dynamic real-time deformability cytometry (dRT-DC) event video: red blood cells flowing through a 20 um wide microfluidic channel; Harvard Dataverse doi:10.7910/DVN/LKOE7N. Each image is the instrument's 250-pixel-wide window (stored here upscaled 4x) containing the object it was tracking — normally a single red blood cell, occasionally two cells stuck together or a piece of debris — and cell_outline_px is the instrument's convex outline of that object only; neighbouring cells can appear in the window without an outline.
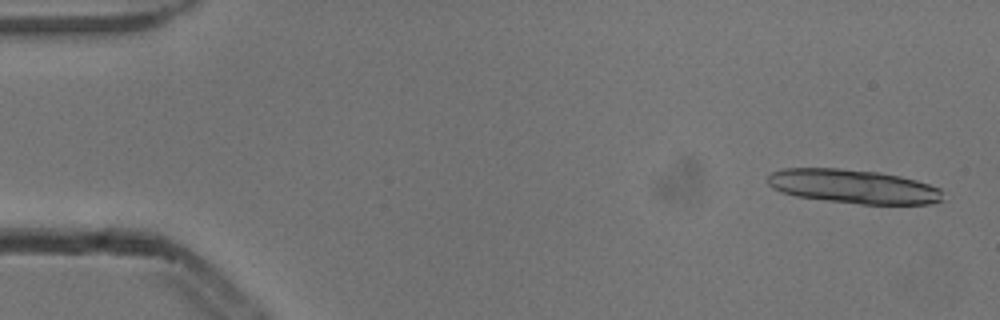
{"species": "common noctule bat (a hibernating species)", "species_latin": "Nyctalus noctula", "temperature_condition": "cold", "stored_images_in_passage": 6, "camera_frame_rate_fps": 3000, "um_per_image_px": 0.085, "animal": {"sex": "male", "body_mass_g": 13.3}, "frame": {"image": 1, "passage_image": 1, "time_ms": 0.0, "image_size_px": [1000, 320], "cell_outline_px": [[944, 200], [932, 204], [860, 204], [824, 200], [796, 196], [780, 192], [772, 188], [768, 184], [768, 176], [772, 172], [784, 168], [840, 168], [880, 172], [900, 176], [916, 180], [940, 188]], "centroid_in_image_um": [72.53, 15.85], "position_along_channel_um": 12.5, "area_um2": 34.91}}
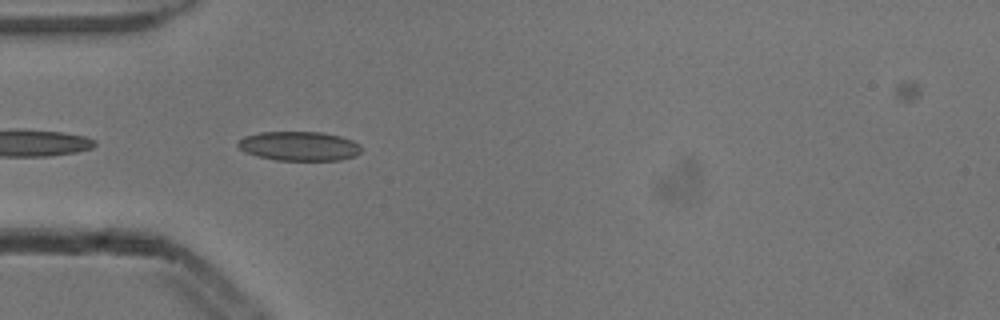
{"frame": {"image": 2, "passage_image": 5, "time_ms": 1.333, "image_size_px": [1000, 320], "cell_outline_px": [[360, 152], [356, 156], [340, 160], [276, 160], [256, 156], [244, 152], [236, 144], [244, 136], [260, 132], [324, 132], [340, 136], [352, 140], [360, 144]], "centroid_in_image_um": [25.43, 12.42], "position_along_channel_um": 59.6, "area_um2": 21.15}}
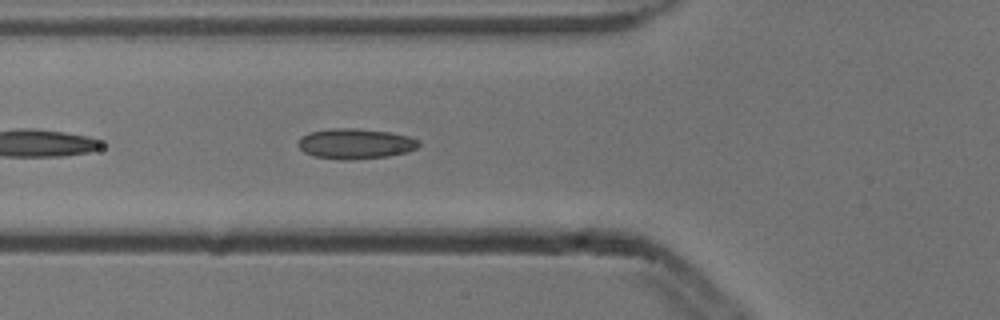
{"frame": {"image": 3, "passage_image": 6, "time_ms": 1.667, "image_size_px": [1000, 320], "cell_outline_px": [[420, 144], [416, 148], [408, 152], [388, 156], [348, 160], [340, 160], [312, 156], [304, 152], [296, 144], [300, 136], [308, 132], [332, 128], [356, 128], [388, 132], [408, 136], [420, 140]], "centroid_in_image_um": [30.16, 12.21], "position_along_channel_um": 95.6, "area_um2": 21.56}}